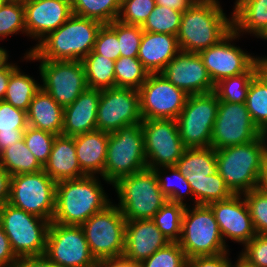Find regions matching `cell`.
<instances>
[{
  "instance_id": "cell-3",
  "label": "cell",
  "mask_w": 267,
  "mask_h": 267,
  "mask_svg": "<svg viewBox=\"0 0 267 267\" xmlns=\"http://www.w3.org/2000/svg\"><path fill=\"white\" fill-rule=\"evenodd\" d=\"M98 180L97 176H85L57 182L52 222L82 225L110 205L112 202Z\"/></svg>"
},
{
  "instance_id": "cell-8",
  "label": "cell",
  "mask_w": 267,
  "mask_h": 267,
  "mask_svg": "<svg viewBox=\"0 0 267 267\" xmlns=\"http://www.w3.org/2000/svg\"><path fill=\"white\" fill-rule=\"evenodd\" d=\"M186 206L182 217V233L178 241L187 259L227 252L214 213L209 205Z\"/></svg>"
},
{
  "instance_id": "cell-23",
  "label": "cell",
  "mask_w": 267,
  "mask_h": 267,
  "mask_svg": "<svg viewBox=\"0 0 267 267\" xmlns=\"http://www.w3.org/2000/svg\"><path fill=\"white\" fill-rule=\"evenodd\" d=\"M101 90L87 88L79 97L64 108L62 134L77 136L97 130V111Z\"/></svg>"
},
{
  "instance_id": "cell-10",
  "label": "cell",
  "mask_w": 267,
  "mask_h": 267,
  "mask_svg": "<svg viewBox=\"0 0 267 267\" xmlns=\"http://www.w3.org/2000/svg\"><path fill=\"white\" fill-rule=\"evenodd\" d=\"M56 184L44 170L12 175L8 203L52 222Z\"/></svg>"
},
{
  "instance_id": "cell-16",
  "label": "cell",
  "mask_w": 267,
  "mask_h": 267,
  "mask_svg": "<svg viewBox=\"0 0 267 267\" xmlns=\"http://www.w3.org/2000/svg\"><path fill=\"white\" fill-rule=\"evenodd\" d=\"M41 89L63 108L88 88L82 61H40Z\"/></svg>"
},
{
  "instance_id": "cell-38",
  "label": "cell",
  "mask_w": 267,
  "mask_h": 267,
  "mask_svg": "<svg viewBox=\"0 0 267 267\" xmlns=\"http://www.w3.org/2000/svg\"><path fill=\"white\" fill-rule=\"evenodd\" d=\"M115 87L139 90L145 83L149 72L138 58L120 57L115 61Z\"/></svg>"
},
{
  "instance_id": "cell-33",
  "label": "cell",
  "mask_w": 267,
  "mask_h": 267,
  "mask_svg": "<svg viewBox=\"0 0 267 267\" xmlns=\"http://www.w3.org/2000/svg\"><path fill=\"white\" fill-rule=\"evenodd\" d=\"M187 181L193 192L194 205H209L233 195L218 172L214 175H207V178L187 179Z\"/></svg>"
},
{
  "instance_id": "cell-21",
  "label": "cell",
  "mask_w": 267,
  "mask_h": 267,
  "mask_svg": "<svg viewBox=\"0 0 267 267\" xmlns=\"http://www.w3.org/2000/svg\"><path fill=\"white\" fill-rule=\"evenodd\" d=\"M23 4L26 35L38 42L73 15L71 0H30Z\"/></svg>"
},
{
  "instance_id": "cell-46",
  "label": "cell",
  "mask_w": 267,
  "mask_h": 267,
  "mask_svg": "<svg viewBox=\"0 0 267 267\" xmlns=\"http://www.w3.org/2000/svg\"><path fill=\"white\" fill-rule=\"evenodd\" d=\"M242 196L249 208L256 234H267V195L253 189Z\"/></svg>"
},
{
  "instance_id": "cell-35",
  "label": "cell",
  "mask_w": 267,
  "mask_h": 267,
  "mask_svg": "<svg viewBox=\"0 0 267 267\" xmlns=\"http://www.w3.org/2000/svg\"><path fill=\"white\" fill-rule=\"evenodd\" d=\"M71 5L74 15L110 24L119 16L121 0H71Z\"/></svg>"
},
{
  "instance_id": "cell-59",
  "label": "cell",
  "mask_w": 267,
  "mask_h": 267,
  "mask_svg": "<svg viewBox=\"0 0 267 267\" xmlns=\"http://www.w3.org/2000/svg\"><path fill=\"white\" fill-rule=\"evenodd\" d=\"M257 73L266 81L267 83V57L257 58L256 61Z\"/></svg>"
},
{
  "instance_id": "cell-32",
  "label": "cell",
  "mask_w": 267,
  "mask_h": 267,
  "mask_svg": "<svg viewBox=\"0 0 267 267\" xmlns=\"http://www.w3.org/2000/svg\"><path fill=\"white\" fill-rule=\"evenodd\" d=\"M22 73L18 67L11 73L3 100L27 112L32 98L41 89V85L33 77Z\"/></svg>"
},
{
  "instance_id": "cell-1",
  "label": "cell",
  "mask_w": 267,
  "mask_h": 267,
  "mask_svg": "<svg viewBox=\"0 0 267 267\" xmlns=\"http://www.w3.org/2000/svg\"><path fill=\"white\" fill-rule=\"evenodd\" d=\"M102 25L99 21L73 14L26 52L24 58L29 61H82L93 50Z\"/></svg>"
},
{
  "instance_id": "cell-40",
  "label": "cell",
  "mask_w": 267,
  "mask_h": 267,
  "mask_svg": "<svg viewBox=\"0 0 267 267\" xmlns=\"http://www.w3.org/2000/svg\"><path fill=\"white\" fill-rule=\"evenodd\" d=\"M182 12L166 6L156 5L142 25V30L176 36L181 23Z\"/></svg>"
},
{
  "instance_id": "cell-66",
  "label": "cell",
  "mask_w": 267,
  "mask_h": 267,
  "mask_svg": "<svg viewBox=\"0 0 267 267\" xmlns=\"http://www.w3.org/2000/svg\"><path fill=\"white\" fill-rule=\"evenodd\" d=\"M20 1H22L24 3V2H27V1H30V0H20Z\"/></svg>"
},
{
  "instance_id": "cell-50",
  "label": "cell",
  "mask_w": 267,
  "mask_h": 267,
  "mask_svg": "<svg viewBox=\"0 0 267 267\" xmlns=\"http://www.w3.org/2000/svg\"><path fill=\"white\" fill-rule=\"evenodd\" d=\"M223 252L212 256H197L186 261V267H230L231 260L228 258V253Z\"/></svg>"
},
{
  "instance_id": "cell-2",
  "label": "cell",
  "mask_w": 267,
  "mask_h": 267,
  "mask_svg": "<svg viewBox=\"0 0 267 267\" xmlns=\"http://www.w3.org/2000/svg\"><path fill=\"white\" fill-rule=\"evenodd\" d=\"M232 30V17H226L219 3L196 0L182 13L176 37L181 51L198 54L219 43Z\"/></svg>"
},
{
  "instance_id": "cell-4",
  "label": "cell",
  "mask_w": 267,
  "mask_h": 267,
  "mask_svg": "<svg viewBox=\"0 0 267 267\" xmlns=\"http://www.w3.org/2000/svg\"><path fill=\"white\" fill-rule=\"evenodd\" d=\"M266 156L265 142L260 136L245 144L216 150L217 170L233 194H244L257 188Z\"/></svg>"
},
{
  "instance_id": "cell-39",
  "label": "cell",
  "mask_w": 267,
  "mask_h": 267,
  "mask_svg": "<svg viewBox=\"0 0 267 267\" xmlns=\"http://www.w3.org/2000/svg\"><path fill=\"white\" fill-rule=\"evenodd\" d=\"M245 104L250 117L261 130L267 124V83L258 73L250 82Z\"/></svg>"
},
{
  "instance_id": "cell-45",
  "label": "cell",
  "mask_w": 267,
  "mask_h": 267,
  "mask_svg": "<svg viewBox=\"0 0 267 267\" xmlns=\"http://www.w3.org/2000/svg\"><path fill=\"white\" fill-rule=\"evenodd\" d=\"M156 6L155 0H121L118 21L141 26Z\"/></svg>"
},
{
  "instance_id": "cell-34",
  "label": "cell",
  "mask_w": 267,
  "mask_h": 267,
  "mask_svg": "<svg viewBox=\"0 0 267 267\" xmlns=\"http://www.w3.org/2000/svg\"><path fill=\"white\" fill-rule=\"evenodd\" d=\"M256 74L257 66L255 63L245 73L218 81L213 92L219 101L245 104L250 82Z\"/></svg>"
},
{
  "instance_id": "cell-63",
  "label": "cell",
  "mask_w": 267,
  "mask_h": 267,
  "mask_svg": "<svg viewBox=\"0 0 267 267\" xmlns=\"http://www.w3.org/2000/svg\"><path fill=\"white\" fill-rule=\"evenodd\" d=\"M258 38L267 40V28L264 30V32Z\"/></svg>"
},
{
  "instance_id": "cell-20",
  "label": "cell",
  "mask_w": 267,
  "mask_h": 267,
  "mask_svg": "<svg viewBox=\"0 0 267 267\" xmlns=\"http://www.w3.org/2000/svg\"><path fill=\"white\" fill-rule=\"evenodd\" d=\"M242 194H233L230 198L210 203L220 234L243 245L251 241L256 232L252 223L249 208Z\"/></svg>"
},
{
  "instance_id": "cell-43",
  "label": "cell",
  "mask_w": 267,
  "mask_h": 267,
  "mask_svg": "<svg viewBox=\"0 0 267 267\" xmlns=\"http://www.w3.org/2000/svg\"><path fill=\"white\" fill-rule=\"evenodd\" d=\"M55 137L56 135L50 132L28 125L23 140L38 162L44 166L49 159Z\"/></svg>"
},
{
  "instance_id": "cell-53",
  "label": "cell",
  "mask_w": 267,
  "mask_h": 267,
  "mask_svg": "<svg viewBox=\"0 0 267 267\" xmlns=\"http://www.w3.org/2000/svg\"><path fill=\"white\" fill-rule=\"evenodd\" d=\"M11 177L12 176L0 165V206L8 202Z\"/></svg>"
},
{
  "instance_id": "cell-27",
  "label": "cell",
  "mask_w": 267,
  "mask_h": 267,
  "mask_svg": "<svg viewBox=\"0 0 267 267\" xmlns=\"http://www.w3.org/2000/svg\"><path fill=\"white\" fill-rule=\"evenodd\" d=\"M26 114L29 126L54 135L62 134L64 108L42 89L32 98Z\"/></svg>"
},
{
  "instance_id": "cell-18",
  "label": "cell",
  "mask_w": 267,
  "mask_h": 267,
  "mask_svg": "<svg viewBox=\"0 0 267 267\" xmlns=\"http://www.w3.org/2000/svg\"><path fill=\"white\" fill-rule=\"evenodd\" d=\"M238 37L232 30L219 43L198 53L214 84L223 78L245 73L256 63L258 57L230 43Z\"/></svg>"
},
{
  "instance_id": "cell-11",
  "label": "cell",
  "mask_w": 267,
  "mask_h": 267,
  "mask_svg": "<svg viewBox=\"0 0 267 267\" xmlns=\"http://www.w3.org/2000/svg\"><path fill=\"white\" fill-rule=\"evenodd\" d=\"M218 104L214 92L188 96L184 108L176 118L179 135L186 148L211 146Z\"/></svg>"
},
{
  "instance_id": "cell-61",
  "label": "cell",
  "mask_w": 267,
  "mask_h": 267,
  "mask_svg": "<svg viewBox=\"0 0 267 267\" xmlns=\"http://www.w3.org/2000/svg\"><path fill=\"white\" fill-rule=\"evenodd\" d=\"M8 57L9 55L7 51L4 48L0 47V68L8 63Z\"/></svg>"
},
{
  "instance_id": "cell-48",
  "label": "cell",
  "mask_w": 267,
  "mask_h": 267,
  "mask_svg": "<svg viewBox=\"0 0 267 267\" xmlns=\"http://www.w3.org/2000/svg\"><path fill=\"white\" fill-rule=\"evenodd\" d=\"M27 126V114L25 111L13 107L4 100L0 101V132L26 130Z\"/></svg>"
},
{
  "instance_id": "cell-56",
  "label": "cell",
  "mask_w": 267,
  "mask_h": 267,
  "mask_svg": "<svg viewBox=\"0 0 267 267\" xmlns=\"http://www.w3.org/2000/svg\"><path fill=\"white\" fill-rule=\"evenodd\" d=\"M196 0H155L156 5L166 6L179 12L189 9Z\"/></svg>"
},
{
  "instance_id": "cell-29",
  "label": "cell",
  "mask_w": 267,
  "mask_h": 267,
  "mask_svg": "<svg viewBox=\"0 0 267 267\" xmlns=\"http://www.w3.org/2000/svg\"><path fill=\"white\" fill-rule=\"evenodd\" d=\"M175 166L186 179L207 178V175H214L218 172L216 150L211 146L186 148Z\"/></svg>"
},
{
  "instance_id": "cell-6",
  "label": "cell",
  "mask_w": 267,
  "mask_h": 267,
  "mask_svg": "<svg viewBox=\"0 0 267 267\" xmlns=\"http://www.w3.org/2000/svg\"><path fill=\"white\" fill-rule=\"evenodd\" d=\"M147 168L141 124L123 126L109 133L104 180L114 184L120 178Z\"/></svg>"
},
{
  "instance_id": "cell-62",
  "label": "cell",
  "mask_w": 267,
  "mask_h": 267,
  "mask_svg": "<svg viewBox=\"0 0 267 267\" xmlns=\"http://www.w3.org/2000/svg\"><path fill=\"white\" fill-rule=\"evenodd\" d=\"M261 137L265 142L266 152H267V133H261Z\"/></svg>"
},
{
  "instance_id": "cell-41",
  "label": "cell",
  "mask_w": 267,
  "mask_h": 267,
  "mask_svg": "<svg viewBox=\"0 0 267 267\" xmlns=\"http://www.w3.org/2000/svg\"><path fill=\"white\" fill-rule=\"evenodd\" d=\"M19 32L26 34L24 4L20 0H3L0 4V39Z\"/></svg>"
},
{
  "instance_id": "cell-47",
  "label": "cell",
  "mask_w": 267,
  "mask_h": 267,
  "mask_svg": "<svg viewBox=\"0 0 267 267\" xmlns=\"http://www.w3.org/2000/svg\"><path fill=\"white\" fill-rule=\"evenodd\" d=\"M119 44L117 34L107 24H103L98 31L93 51L116 61L120 58Z\"/></svg>"
},
{
  "instance_id": "cell-42",
  "label": "cell",
  "mask_w": 267,
  "mask_h": 267,
  "mask_svg": "<svg viewBox=\"0 0 267 267\" xmlns=\"http://www.w3.org/2000/svg\"><path fill=\"white\" fill-rule=\"evenodd\" d=\"M107 25L117 34L120 43V57L137 58L144 32L142 27L127 25L118 20Z\"/></svg>"
},
{
  "instance_id": "cell-15",
  "label": "cell",
  "mask_w": 267,
  "mask_h": 267,
  "mask_svg": "<svg viewBox=\"0 0 267 267\" xmlns=\"http://www.w3.org/2000/svg\"><path fill=\"white\" fill-rule=\"evenodd\" d=\"M260 136L261 130L250 117L246 104L219 101L212 130L213 149L245 144Z\"/></svg>"
},
{
  "instance_id": "cell-14",
  "label": "cell",
  "mask_w": 267,
  "mask_h": 267,
  "mask_svg": "<svg viewBox=\"0 0 267 267\" xmlns=\"http://www.w3.org/2000/svg\"><path fill=\"white\" fill-rule=\"evenodd\" d=\"M138 91L143 120H176L189 96L169 82L161 73H150Z\"/></svg>"
},
{
  "instance_id": "cell-52",
  "label": "cell",
  "mask_w": 267,
  "mask_h": 267,
  "mask_svg": "<svg viewBox=\"0 0 267 267\" xmlns=\"http://www.w3.org/2000/svg\"><path fill=\"white\" fill-rule=\"evenodd\" d=\"M18 264L21 267H57L45 255L23 257Z\"/></svg>"
},
{
  "instance_id": "cell-44",
  "label": "cell",
  "mask_w": 267,
  "mask_h": 267,
  "mask_svg": "<svg viewBox=\"0 0 267 267\" xmlns=\"http://www.w3.org/2000/svg\"><path fill=\"white\" fill-rule=\"evenodd\" d=\"M187 258L178 242H170L142 261L138 267H186Z\"/></svg>"
},
{
  "instance_id": "cell-54",
  "label": "cell",
  "mask_w": 267,
  "mask_h": 267,
  "mask_svg": "<svg viewBox=\"0 0 267 267\" xmlns=\"http://www.w3.org/2000/svg\"><path fill=\"white\" fill-rule=\"evenodd\" d=\"M25 130H14V132H0V152L7 147L23 140Z\"/></svg>"
},
{
  "instance_id": "cell-37",
  "label": "cell",
  "mask_w": 267,
  "mask_h": 267,
  "mask_svg": "<svg viewBox=\"0 0 267 267\" xmlns=\"http://www.w3.org/2000/svg\"><path fill=\"white\" fill-rule=\"evenodd\" d=\"M186 206L167 201L152 220L170 242H178L182 233V217Z\"/></svg>"
},
{
  "instance_id": "cell-24",
  "label": "cell",
  "mask_w": 267,
  "mask_h": 267,
  "mask_svg": "<svg viewBox=\"0 0 267 267\" xmlns=\"http://www.w3.org/2000/svg\"><path fill=\"white\" fill-rule=\"evenodd\" d=\"M180 51L176 36L144 31L137 58L149 74L161 73Z\"/></svg>"
},
{
  "instance_id": "cell-7",
  "label": "cell",
  "mask_w": 267,
  "mask_h": 267,
  "mask_svg": "<svg viewBox=\"0 0 267 267\" xmlns=\"http://www.w3.org/2000/svg\"><path fill=\"white\" fill-rule=\"evenodd\" d=\"M50 223L8 202L0 206V225L18 259L45 254Z\"/></svg>"
},
{
  "instance_id": "cell-5",
  "label": "cell",
  "mask_w": 267,
  "mask_h": 267,
  "mask_svg": "<svg viewBox=\"0 0 267 267\" xmlns=\"http://www.w3.org/2000/svg\"><path fill=\"white\" fill-rule=\"evenodd\" d=\"M112 186L119 197L117 207L126 221L152 219L168 201L153 169L145 168L122 177Z\"/></svg>"
},
{
  "instance_id": "cell-13",
  "label": "cell",
  "mask_w": 267,
  "mask_h": 267,
  "mask_svg": "<svg viewBox=\"0 0 267 267\" xmlns=\"http://www.w3.org/2000/svg\"><path fill=\"white\" fill-rule=\"evenodd\" d=\"M147 168L175 166L186 147L174 119L142 120Z\"/></svg>"
},
{
  "instance_id": "cell-58",
  "label": "cell",
  "mask_w": 267,
  "mask_h": 267,
  "mask_svg": "<svg viewBox=\"0 0 267 267\" xmlns=\"http://www.w3.org/2000/svg\"><path fill=\"white\" fill-rule=\"evenodd\" d=\"M95 267H138L123 259L98 261Z\"/></svg>"
},
{
  "instance_id": "cell-65",
  "label": "cell",
  "mask_w": 267,
  "mask_h": 267,
  "mask_svg": "<svg viewBox=\"0 0 267 267\" xmlns=\"http://www.w3.org/2000/svg\"><path fill=\"white\" fill-rule=\"evenodd\" d=\"M209 1L220 3L218 0H209ZM238 2H239V0H236V2L234 4L236 5Z\"/></svg>"
},
{
  "instance_id": "cell-22",
  "label": "cell",
  "mask_w": 267,
  "mask_h": 267,
  "mask_svg": "<svg viewBox=\"0 0 267 267\" xmlns=\"http://www.w3.org/2000/svg\"><path fill=\"white\" fill-rule=\"evenodd\" d=\"M168 243L170 240L161 233L152 219L126 221L122 259L139 265Z\"/></svg>"
},
{
  "instance_id": "cell-31",
  "label": "cell",
  "mask_w": 267,
  "mask_h": 267,
  "mask_svg": "<svg viewBox=\"0 0 267 267\" xmlns=\"http://www.w3.org/2000/svg\"><path fill=\"white\" fill-rule=\"evenodd\" d=\"M0 165L11 176L43 170V166L28 149L24 140L18 141L0 152Z\"/></svg>"
},
{
  "instance_id": "cell-60",
  "label": "cell",
  "mask_w": 267,
  "mask_h": 267,
  "mask_svg": "<svg viewBox=\"0 0 267 267\" xmlns=\"http://www.w3.org/2000/svg\"><path fill=\"white\" fill-rule=\"evenodd\" d=\"M230 267H256L254 265H251L250 263H248L247 261H245L240 255L238 256L237 262H235L234 265H231Z\"/></svg>"
},
{
  "instance_id": "cell-19",
  "label": "cell",
  "mask_w": 267,
  "mask_h": 267,
  "mask_svg": "<svg viewBox=\"0 0 267 267\" xmlns=\"http://www.w3.org/2000/svg\"><path fill=\"white\" fill-rule=\"evenodd\" d=\"M161 74L188 95L210 93L215 88V84L197 53L180 51L166 65Z\"/></svg>"
},
{
  "instance_id": "cell-49",
  "label": "cell",
  "mask_w": 267,
  "mask_h": 267,
  "mask_svg": "<svg viewBox=\"0 0 267 267\" xmlns=\"http://www.w3.org/2000/svg\"><path fill=\"white\" fill-rule=\"evenodd\" d=\"M240 256L251 265L267 267V234H256L244 245Z\"/></svg>"
},
{
  "instance_id": "cell-28",
  "label": "cell",
  "mask_w": 267,
  "mask_h": 267,
  "mask_svg": "<svg viewBox=\"0 0 267 267\" xmlns=\"http://www.w3.org/2000/svg\"><path fill=\"white\" fill-rule=\"evenodd\" d=\"M231 16L239 36L247 32L258 38L267 28V0H239Z\"/></svg>"
},
{
  "instance_id": "cell-55",
  "label": "cell",
  "mask_w": 267,
  "mask_h": 267,
  "mask_svg": "<svg viewBox=\"0 0 267 267\" xmlns=\"http://www.w3.org/2000/svg\"><path fill=\"white\" fill-rule=\"evenodd\" d=\"M15 64L9 62L0 68V101L4 99L11 73L17 68Z\"/></svg>"
},
{
  "instance_id": "cell-17",
  "label": "cell",
  "mask_w": 267,
  "mask_h": 267,
  "mask_svg": "<svg viewBox=\"0 0 267 267\" xmlns=\"http://www.w3.org/2000/svg\"><path fill=\"white\" fill-rule=\"evenodd\" d=\"M140 94L132 88L101 90L97 111V130L114 132L123 126L141 124Z\"/></svg>"
},
{
  "instance_id": "cell-51",
  "label": "cell",
  "mask_w": 267,
  "mask_h": 267,
  "mask_svg": "<svg viewBox=\"0 0 267 267\" xmlns=\"http://www.w3.org/2000/svg\"><path fill=\"white\" fill-rule=\"evenodd\" d=\"M19 262L10 246L9 238L0 225V267H14Z\"/></svg>"
},
{
  "instance_id": "cell-36",
  "label": "cell",
  "mask_w": 267,
  "mask_h": 267,
  "mask_svg": "<svg viewBox=\"0 0 267 267\" xmlns=\"http://www.w3.org/2000/svg\"><path fill=\"white\" fill-rule=\"evenodd\" d=\"M163 169L166 170V172H171L169 174L170 176L168 174L166 175V172H164ZM153 171L156 174L160 190L166 196L167 200L172 203H180L187 206L183 200L186 195L193 196V192L186 177L176 168V166L157 167L153 169ZM163 174L165 175L163 176ZM173 179H175V182H173Z\"/></svg>"
},
{
  "instance_id": "cell-57",
  "label": "cell",
  "mask_w": 267,
  "mask_h": 267,
  "mask_svg": "<svg viewBox=\"0 0 267 267\" xmlns=\"http://www.w3.org/2000/svg\"><path fill=\"white\" fill-rule=\"evenodd\" d=\"M256 189L267 195V156L263 160Z\"/></svg>"
},
{
  "instance_id": "cell-25",
  "label": "cell",
  "mask_w": 267,
  "mask_h": 267,
  "mask_svg": "<svg viewBox=\"0 0 267 267\" xmlns=\"http://www.w3.org/2000/svg\"><path fill=\"white\" fill-rule=\"evenodd\" d=\"M43 170L56 183L87 176L79 165L74 137L63 134L56 135L49 159L43 166Z\"/></svg>"
},
{
  "instance_id": "cell-30",
  "label": "cell",
  "mask_w": 267,
  "mask_h": 267,
  "mask_svg": "<svg viewBox=\"0 0 267 267\" xmlns=\"http://www.w3.org/2000/svg\"><path fill=\"white\" fill-rule=\"evenodd\" d=\"M88 88L104 90L115 87V61L93 50L82 60Z\"/></svg>"
},
{
  "instance_id": "cell-9",
  "label": "cell",
  "mask_w": 267,
  "mask_h": 267,
  "mask_svg": "<svg viewBox=\"0 0 267 267\" xmlns=\"http://www.w3.org/2000/svg\"><path fill=\"white\" fill-rule=\"evenodd\" d=\"M81 227L97 262L122 259L126 220L117 204L111 203L103 211L93 214Z\"/></svg>"
},
{
  "instance_id": "cell-26",
  "label": "cell",
  "mask_w": 267,
  "mask_h": 267,
  "mask_svg": "<svg viewBox=\"0 0 267 267\" xmlns=\"http://www.w3.org/2000/svg\"><path fill=\"white\" fill-rule=\"evenodd\" d=\"M109 133L94 130L74 136L76 156L81 170L87 176L100 174L104 179V166Z\"/></svg>"
},
{
  "instance_id": "cell-64",
  "label": "cell",
  "mask_w": 267,
  "mask_h": 267,
  "mask_svg": "<svg viewBox=\"0 0 267 267\" xmlns=\"http://www.w3.org/2000/svg\"><path fill=\"white\" fill-rule=\"evenodd\" d=\"M261 133H267V124L261 129Z\"/></svg>"
},
{
  "instance_id": "cell-12",
  "label": "cell",
  "mask_w": 267,
  "mask_h": 267,
  "mask_svg": "<svg viewBox=\"0 0 267 267\" xmlns=\"http://www.w3.org/2000/svg\"><path fill=\"white\" fill-rule=\"evenodd\" d=\"M57 267H95L81 225L51 222L44 254Z\"/></svg>"
}]
</instances>
